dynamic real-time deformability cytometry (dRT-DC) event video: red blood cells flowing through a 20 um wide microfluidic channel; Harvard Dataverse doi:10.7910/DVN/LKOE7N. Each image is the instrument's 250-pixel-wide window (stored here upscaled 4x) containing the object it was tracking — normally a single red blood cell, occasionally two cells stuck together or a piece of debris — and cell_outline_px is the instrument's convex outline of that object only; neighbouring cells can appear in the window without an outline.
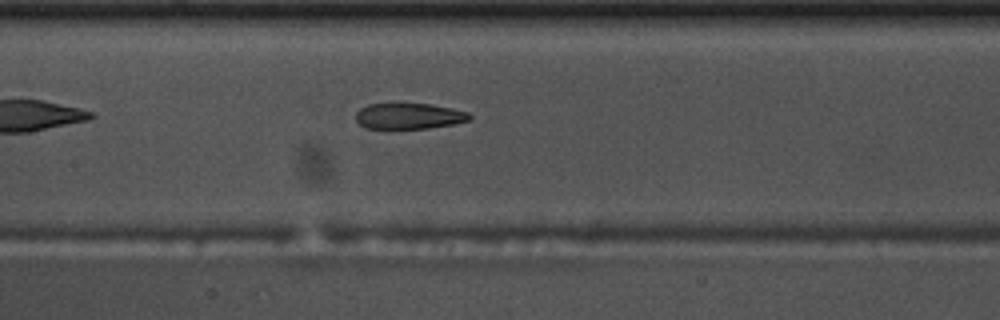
{"species": "common noctule bat (a hibernating species)", "species_latin": "Nyctalus noctula", "temperature_condition": "warm", "stored_images_in_passage": 35, "camera_frame_rate_fps": 3000, "um_per_image_px": 0.085, "animal": {"sex": "male", "body_mass_g": 17.5, "forearm_length_mm": 52.3}, "frame": {"image": 1, "passage_image": 11, "time_ms": 3.333, "image_size_px": [1000, 320], "cell_outline_px": [[472, 116], [468, 120], [452, 124], [428, 128], [364, 128], [356, 120], [356, 112], [360, 108], [368, 104], [432, 104], [452, 108], [468, 112]], "centroid_in_image_um": [34.75, 9.86], "position_along_channel_um": 172.7, "area_um2": 16.99}}